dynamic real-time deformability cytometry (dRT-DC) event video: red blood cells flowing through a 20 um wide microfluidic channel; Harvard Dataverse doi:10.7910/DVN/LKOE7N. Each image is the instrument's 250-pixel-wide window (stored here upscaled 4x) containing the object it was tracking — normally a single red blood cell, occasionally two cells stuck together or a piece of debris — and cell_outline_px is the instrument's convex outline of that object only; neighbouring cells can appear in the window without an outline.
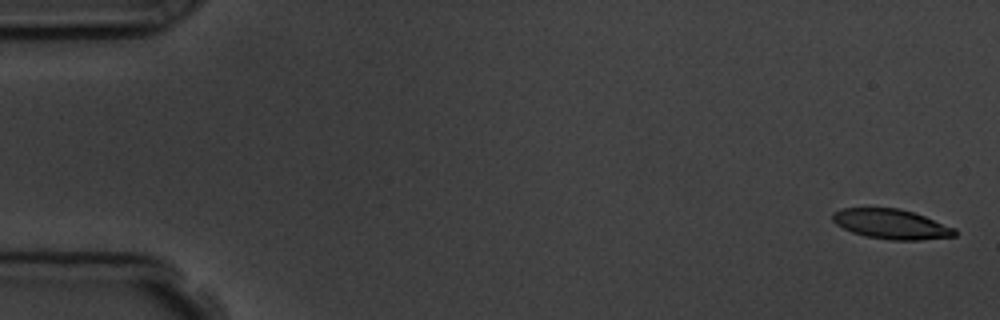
{"species": "common noctule bat (a hibernating species)", "species_latin": "Nyctalus noctula", "temperature_condition": "room temperature", "stored_images_in_passage": 5, "camera_frame_rate_fps": 3000, "um_per_image_px": 0.085, "animal": {"sex": "male", "body_mass_g": 19.5, "forearm_length_mm": 54.6}, "frame": {"image": 1, "passage_image": 1, "time_ms": 0.0, "image_size_px": [1000, 320], "cell_outline_px": [[956, 236], [920, 240], [888, 240], [864, 236], [852, 232], [836, 224], [832, 220], [832, 212], [840, 208], [900, 208], [924, 216], [956, 228]], "centroid_in_image_um": [75.74, 19.05], "position_along_channel_um": 9.3, "area_um2": 21.33}}
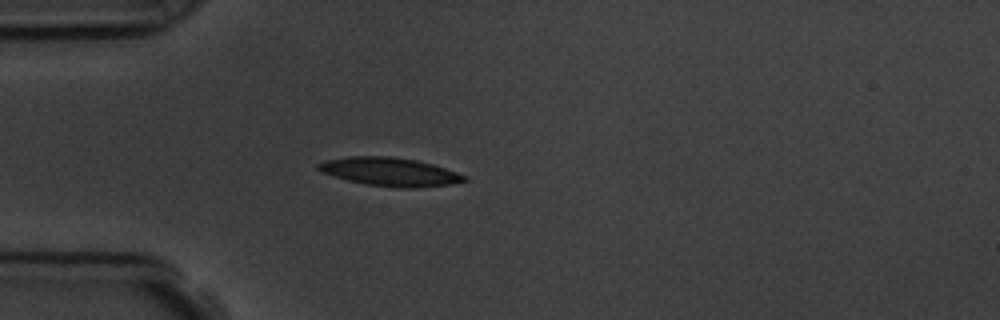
{"frame": {"image": 2, "passage_image": 5, "time_ms": 4.667, "image_size_px": [1000, 320], "cell_outline_px": [[468, 180], [448, 184], [412, 188], [396, 188], [368, 184], [348, 180], [320, 172], [316, 168], [316, 164], [324, 160], [348, 156], [392, 156], [416, 160], [432, 164], [468, 176]], "centroid_in_image_um": [33.09, 14.59], "position_along_channel_um": 51.9, "area_um2": 24.16}}